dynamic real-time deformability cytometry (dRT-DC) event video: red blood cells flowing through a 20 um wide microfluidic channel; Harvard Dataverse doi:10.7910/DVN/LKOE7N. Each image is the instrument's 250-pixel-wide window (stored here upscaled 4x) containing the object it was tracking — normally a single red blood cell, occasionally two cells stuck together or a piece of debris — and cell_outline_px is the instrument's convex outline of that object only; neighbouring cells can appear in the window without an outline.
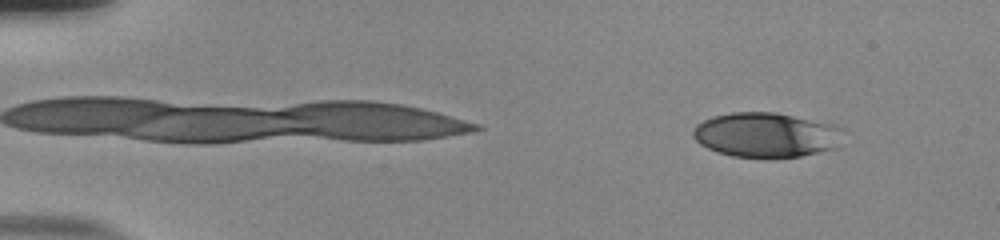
{"species": "human", "species_latin": "Homo sapiens", "temperature_condition": "room temperature", "stored_images_in_passage": 52, "camera_frame_rate_fps": 3000, "um_per_image_px": 0.085, "donor": {"sex": "male"}, "frame": {"image": 1, "passage_image": 5, "time_ms": 1.333, "image_size_px": [1000, 240], "cell_outline_px": [[840, 128], [836, 148], [800, 156], [732, 156], [716, 152], [700, 144], [692, 136], [692, 132], [696, 124], [712, 116], [732, 112], [776, 112], [832, 124]], "centroid_in_image_um": [65.04, 11.44], "position_along_channel_um": 20.0, "area_um2": 38.49}}
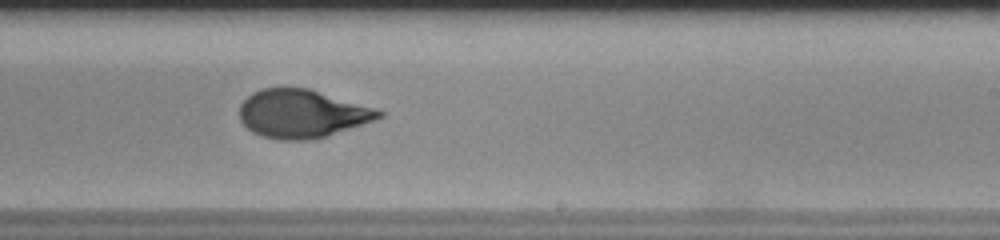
{"frame": {"image": 2, "passage_image": 33, "time_ms": 10.667, "image_size_px": [1000, 240], "cell_outline_px": [[384, 116], [312, 140], [280, 140], [260, 136], [252, 132], [240, 120], [240, 104], [252, 92], [260, 88], [308, 88], [372, 108], [384, 112]], "centroid_in_image_um": [25.58, 9.66], "position_along_channel_um": 263.4, "area_um2": 38.49}}
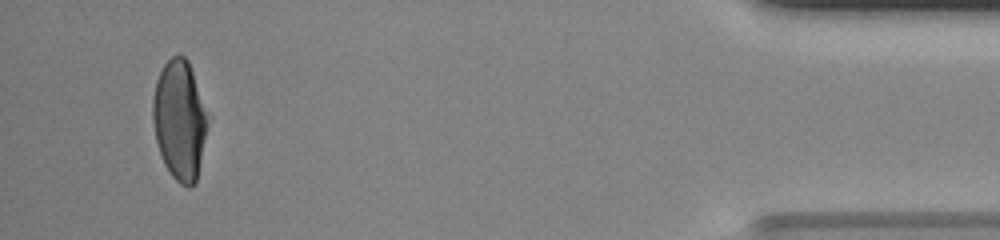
{"frame": {"image": 3, "passage_image": 50, "time_ms": 16.333, "image_size_px": [1000, 240], "cell_outline_px": [[208, 124], [196, 180], [188, 188], [180, 184], [172, 176], [164, 164], [156, 140], [152, 120], [152, 100], [156, 80], [164, 64], [172, 56], [184, 56], [188, 60], [208, 112]], "centroid_in_image_um": [15.26, 10.18], "position_along_channel_um": 419.9, "area_um2": 38.15}, "authors_computed_cell_mechanics": {"area_um2": 38.9572, "velocity_mm_per_s": 3.8935, "shape_relaxation_time_tau1_ms": 6.6348, "shape_relaxation_time_tau2_ms": null, "deformation_change_tau1": 0.2618, "deformation_change_tau2": null}}